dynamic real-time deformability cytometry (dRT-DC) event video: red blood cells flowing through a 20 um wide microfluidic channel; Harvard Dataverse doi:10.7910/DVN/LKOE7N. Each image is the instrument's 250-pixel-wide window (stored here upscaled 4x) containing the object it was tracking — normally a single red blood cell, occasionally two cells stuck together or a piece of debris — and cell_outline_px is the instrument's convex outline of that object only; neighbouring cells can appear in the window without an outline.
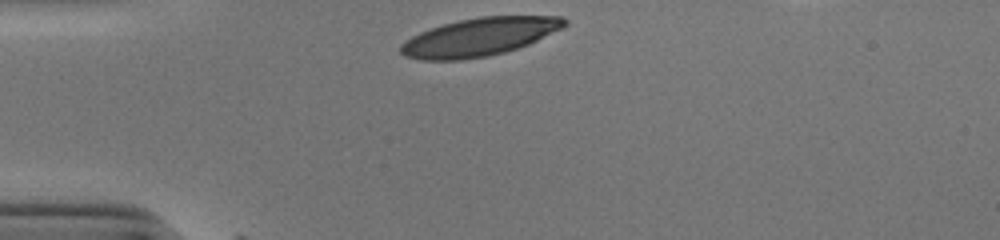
{"species": "human", "species_latin": "Homo sapiens", "temperature_condition": "cold", "stored_images_in_passage": 29, "camera_frame_rate_fps": 3000, "um_per_image_px": 0.085, "donor": {"sex": "male"}, "frame": {"image": 1, "passage_image": 1, "time_ms": 0.0, "image_size_px": [1000, 240], "cell_outline_px": [[568, 24], [528, 44], [504, 52], [488, 56], [460, 60], [420, 60], [404, 56], [400, 52], [400, 44], [412, 36], [420, 32], [444, 24], [460, 20], [480, 16], [564, 16], [568, 20]], "centroid_in_image_um": [40.72, 3.14], "position_along_channel_um": 44.3, "area_um2": 36.07}}
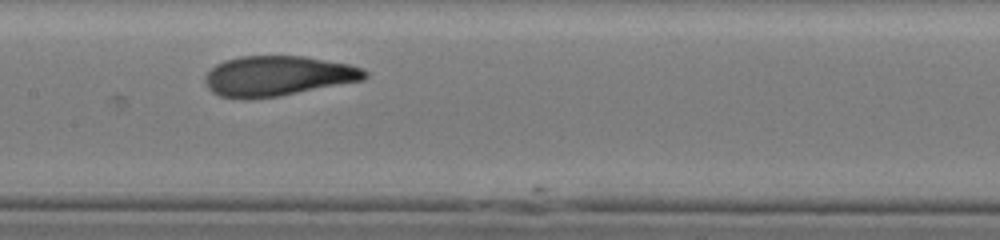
{"frame": {"image": 2, "passage_image": 14, "time_ms": 4.333, "image_size_px": [1000, 240], "cell_outline_px": [[368, 76], [364, 80], [280, 96], [248, 100], [244, 100], [220, 96], [212, 92], [208, 88], [204, 80], [204, 76], [216, 64], [224, 60], [240, 56], [304, 56], [348, 64], [364, 68], [368, 72]], "centroid_in_image_um": [23.6, 6.47], "position_along_channel_um": 183.8, "area_um2": 37.69}}
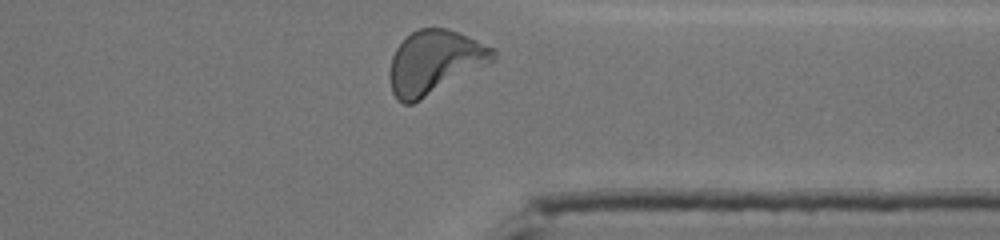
{"frame": {"image": 3, "passage_image": 29, "time_ms": 9.333, "image_size_px": [1000, 240], "cell_outline_px": [[496, 60], [420, 100], [412, 104], [404, 104], [392, 92], [388, 76], [388, 72], [392, 56], [396, 48], [412, 32], [420, 28], [448, 28], [496, 48]], "centroid_in_image_um": [36.95, 5.28], "position_along_channel_um": 374.5, "area_um2": 38.21}, "authors_computed_cell_mechanics": {"area_um2": 36.992, "velocity_mm_per_s": 3.8564, "shape_relaxation_time_tau1_ms": 4.3829, "shape_relaxation_time_tau2_ms": 1.1461, "deformation_change_tau1": 0.1908, "deformation_change_tau2": 0.0735}}